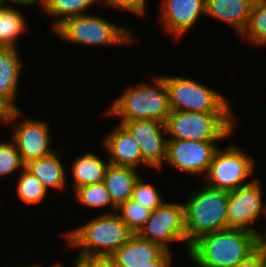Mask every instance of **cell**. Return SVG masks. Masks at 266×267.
Listing matches in <instances>:
<instances>
[{
    "label": "cell",
    "instance_id": "d590c367",
    "mask_svg": "<svg viewBox=\"0 0 266 267\" xmlns=\"http://www.w3.org/2000/svg\"><path fill=\"white\" fill-rule=\"evenodd\" d=\"M266 219V218H265ZM266 223V222H265ZM265 230H259L257 234L258 248L266 254V225H264Z\"/></svg>",
    "mask_w": 266,
    "mask_h": 267
},
{
    "label": "cell",
    "instance_id": "e0dca14e",
    "mask_svg": "<svg viewBox=\"0 0 266 267\" xmlns=\"http://www.w3.org/2000/svg\"><path fill=\"white\" fill-rule=\"evenodd\" d=\"M71 163L70 166H67V185H70V190L67 193L73 192L84 185L103 182L110 164L108 158L103 160V157L98 155L97 152L93 153L91 151H85L84 154L74 157Z\"/></svg>",
    "mask_w": 266,
    "mask_h": 267
},
{
    "label": "cell",
    "instance_id": "1f68e13d",
    "mask_svg": "<svg viewBox=\"0 0 266 267\" xmlns=\"http://www.w3.org/2000/svg\"><path fill=\"white\" fill-rule=\"evenodd\" d=\"M84 267H116L112 256L76 255Z\"/></svg>",
    "mask_w": 266,
    "mask_h": 267
},
{
    "label": "cell",
    "instance_id": "83f0119b",
    "mask_svg": "<svg viewBox=\"0 0 266 267\" xmlns=\"http://www.w3.org/2000/svg\"><path fill=\"white\" fill-rule=\"evenodd\" d=\"M161 189V186L157 187L155 183H149L146 177L140 175L133 186L130 199L153 211L165 202Z\"/></svg>",
    "mask_w": 266,
    "mask_h": 267
},
{
    "label": "cell",
    "instance_id": "277c9868",
    "mask_svg": "<svg viewBox=\"0 0 266 267\" xmlns=\"http://www.w3.org/2000/svg\"><path fill=\"white\" fill-rule=\"evenodd\" d=\"M63 232L65 246L76 255L112 256L133 234L116 212L97 214Z\"/></svg>",
    "mask_w": 266,
    "mask_h": 267
},
{
    "label": "cell",
    "instance_id": "484cf974",
    "mask_svg": "<svg viewBox=\"0 0 266 267\" xmlns=\"http://www.w3.org/2000/svg\"><path fill=\"white\" fill-rule=\"evenodd\" d=\"M15 181L17 182L14 189L16 196L19 197V201L29 205V208L32 205L43 204L42 202L50 197L49 191L42 182L25 168L16 176Z\"/></svg>",
    "mask_w": 266,
    "mask_h": 267
},
{
    "label": "cell",
    "instance_id": "ffe728a7",
    "mask_svg": "<svg viewBox=\"0 0 266 267\" xmlns=\"http://www.w3.org/2000/svg\"><path fill=\"white\" fill-rule=\"evenodd\" d=\"M21 52L19 48L0 47V95L11 98L15 103L24 70Z\"/></svg>",
    "mask_w": 266,
    "mask_h": 267
},
{
    "label": "cell",
    "instance_id": "8992f818",
    "mask_svg": "<svg viewBox=\"0 0 266 267\" xmlns=\"http://www.w3.org/2000/svg\"><path fill=\"white\" fill-rule=\"evenodd\" d=\"M236 113L171 111L165 122L168 139L227 141L238 126Z\"/></svg>",
    "mask_w": 266,
    "mask_h": 267
},
{
    "label": "cell",
    "instance_id": "f35d334b",
    "mask_svg": "<svg viewBox=\"0 0 266 267\" xmlns=\"http://www.w3.org/2000/svg\"><path fill=\"white\" fill-rule=\"evenodd\" d=\"M74 260V263H72V267H84L78 260H77V258H76V256H75V259H73Z\"/></svg>",
    "mask_w": 266,
    "mask_h": 267
},
{
    "label": "cell",
    "instance_id": "d6986e66",
    "mask_svg": "<svg viewBox=\"0 0 266 267\" xmlns=\"http://www.w3.org/2000/svg\"><path fill=\"white\" fill-rule=\"evenodd\" d=\"M165 251L161 245L132 234L112 257L116 267H143L151 265Z\"/></svg>",
    "mask_w": 266,
    "mask_h": 267
},
{
    "label": "cell",
    "instance_id": "4dcf8cb0",
    "mask_svg": "<svg viewBox=\"0 0 266 267\" xmlns=\"http://www.w3.org/2000/svg\"><path fill=\"white\" fill-rule=\"evenodd\" d=\"M21 110L11 98L0 95V125L7 126L12 124L16 114Z\"/></svg>",
    "mask_w": 266,
    "mask_h": 267
},
{
    "label": "cell",
    "instance_id": "ac0fdd59",
    "mask_svg": "<svg viewBox=\"0 0 266 267\" xmlns=\"http://www.w3.org/2000/svg\"><path fill=\"white\" fill-rule=\"evenodd\" d=\"M254 0H206L205 18L229 25L237 36L245 31Z\"/></svg>",
    "mask_w": 266,
    "mask_h": 267
},
{
    "label": "cell",
    "instance_id": "5b68a950",
    "mask_svg": "<svg viewBox=\"0 0 266 267\" xmlns=\"http://www.w3.org/2000/svg\"><path fill=\"white\" fill-rule=\"evenodd\" d=\"M184 199L186 256L190 244L198 237L228 228V191L202 183Z\"/></svg>",
    "mask_w": 266,
    "mask_h": 267
},
{
    "label": "cell",
    "instance_id": "6da1fadb",
    "mask_svg": "<svg viewBox=\"0 0 266 267\" xmlns=\"http://www.w3.org/2000/svg\"><path fill=\"white\" fill-rule=\"evenodd\" d=\"M151 76L149 82L142 79L124 87L105 109L104 116H115L118 122L149 119L165 123L171 113L167 86L160 74Z\"/></svg>",
    "mask_w": 266,
    "mask_h": 267
},
{
    "label": "cell",
    "instance_id": "30bf717a",
    "mask_svg": "<svg viewBox=\"0 0 266 267\" xmlns=\"http://www.w3.org/2000/svg\"><path fill=\"white\" fill-rule=\"evenodd\" d=\"M260 176L228 194V228L242 229L258 234V222L266 218L265 191ZM263 217V218H262Z\"/></svg>",
    "mask_w": 266,
    "mask_h": 267
},
{
    "label": "cell",
    "instance_id": "d6a6232c",
    "mask_svg": "<svg viewBox=\"0 0 266 267\" xmlns=\"http://www.w3.org/2000/svg\"><path fill=\"white\" fill-rule=\"evenodd\" d=\"M265 259L266 254L262 250L257 248L252 254L243 259L235 267H261Z\"/></svg>",
    "mask_w": 266,
    "mask_h": 267
},
{
    "label": "cell",
    "instance_id": "7c38bea8",
    "mask_svg": "<svg viewBox=\"0 0 266 267\" xmlns=\"http://www.w3.org/2000/svg\"><path fill=\"white\" fill-rule=\"evenodd\" d=\"M223 141H191L181 139L167 140V157L165 164L158 172H164L163 168H173L187 176H205L212 162L215 151ZM219 145V146H217Z\"/></svg>",
    "mask_w": 266,
    "mask_h": 267
},
{
    "label": "cell",
    "instance_id": "74e56055",
    "mask_svg": "<svg viewBox=\"0 0 266 267\" xmlns=\"http://www.w3.org/2000/svg\"><path fill=\"white\" fill-rule=\"evenodd\" d=\"M10 267H39V264H38V262H36V263H32L31 262V264H29L28 265V263H26V264H23V265H15V266H10Z\"/></svg>",
    "mask_w": 266,
    "mask_h": 267
},
{
    "label": "cell",
    "instance_id": "603a6c76",
    "mask_svg": "<svg viewBox=\"0 0 266 267\" xmlns=\"http://www.w3.org/2000/svg\"><path fill=\"white\" fill-rule=\"evenodd\" d=\"M100 3L102 0H48L43 13L51 17L49 30L53 32L67 18L92 13L91 8Z\"/></svg>",
    "mask_w": 266,
    "mask_h": 267
},
{
    "label": "cell",
    "instance_id": "ba28073f",
    "mask_svg": "<svg viewBox=\"0 0 266 267\" xmlns=\"http://www.w3.org/2000/svg\"><path fill=\"white\" fill-rule=\"evenodd\" d=\"M256 159L236 142L219 147L202 182L212 188L232 191L251 182L257 173Z\"/></svg>",
    "mask_w": 266,
    "mask_h": 267
},
{
    "label": "cell",
    "instance_id": "4316f807",
    "mask_svg": "<svg viewBox=\"0 0 266 267\" xmlns=\"http://www.w3.org/2000/svg\"><path fill=\"white\" fill-rule=\"evenodd\" d=\"M151 212L152 210L143 207L132 199L120 204L116 209L120 219L133 234H137L141 230L150 217Z\"/></svg>",
    "mask_w": 266,
    "mask_h": 267
},
{
    "label": "cell",
    "instance_id": "8d00e7d4",
    "mask_svg": "<svg viewBox=\"0 0 266 267\" xmlns=\"http://www.w3.org/2000/svg\"><path fill=\"white\" fill-rule=\"evenodd\" d=\"M37 262L39 264V267H44L43 266L44 264H43V262H41V260H40V262L39 261H37ZM47 267H65V265H64V262L56 261L55 263L53 262L52 264H50V266H47Z\"/></svg>",
    "mask_w": 266,
    "mask_h": 267
},
{
    "label": "cell",
    "instance_id": "8fae6325",
    "mask_svg": "<svg viewBox=\"0 0 266 267\" xmlns=\"http://www.w3.org/2000/svg\"><path fill=\"white\" fill-rule=\"evenodd\" d=\"M24 112L21 109L16 114L14 121L10 125L11 136L8 139L15 143L22 162L26 164L31 160L49 156L58 148H53V132L47 120L23 116Z\"/></svg>",
    "mask_w": 266,
    "mask_h": 267
},
{
    "label": "cell",
    "instance_id": "44dd1931",
    "mask_svg": "<svg viewBox=\"0 0 266 267\" xmlns=\"http://www.w3.org/2000/svg\"><path fill=\"white\" fill-rule=\"evenodd\" d=\"M141 174L142 171L135 168L109 164L103 183L116 207L131 198L133 186Z\"/></svg>",
    "mask_w": 266,
    "mask_h": 267
},
{
    "label": "cell",
    "instance_id": "5bb4252c",
    "mask_svg": "<svg viewBox=\"0 0 266 267\" xmlns=\"http://www.w3.org/2000/svg\"><path fill=\"white\" fill-rule=\"evenodd\" d=\"M121 124L138 142L143 160L156 172L165 164L167 157V134L165 123L141 119Z\"/></svg>",
    "mask_w": 266,
    "mask_h": 267
},
{
    "label": "cell",
    "instance_id": "7a4b0ae2",
    "mask_svg": "<svg viewBox=\"0 0 266 267\" xmlns=\"http://www.w3.org/2000/svg\"><path fill=\"white\" fill-rule=\"evenodd\" d=\"M118 23L101 16V13L92 12L67 18L53 34L67 44H74V47H134L137 42L141 43V37L135 35L133 26Z\"/></svg>",
    "mask_w": 266,
    "mask_h": 267
},
{
    "label": "cell",
    "instance_id": "60d3db41",
    "mask_svg": "<svg viewBox=\"0 0 266 267\" xmlns=\"http://www.w3.org/2000/svg\"><path fill=\"white\" fill-rule=\"evenodd\" d=\"M5 4V0H0V5H4Z\"/></svg>",
    "mask_w": 266,
    "mask_h": 267
},
{
    "label": "cell",
    "instance_id": "cb8c5ba5",
    "mask_svg": "<svg viewBox=\"0 0 266 267\" xmlns=\"http://www.w3.org/2000/svg\"><path fill=\"white\" fill-rule=\"evenodd\" d=\"M72 193L74 195L73 200L76 202L75 204H79L81 208L92 209L94 213L97 210L98 212L101 210L99 214H102V212L103 214L116 212L117 207L113 204L111 196L103 182L81 186Z\"/></svg>",
    "mask_w": 266,
    "mask_h": 267
},
{
    "label": "cell",
    "instance_id": "2e32d148",
    "mask_svg": "<svg viewBox=\"0 0 266 267\" xmlns=\"http://www.w3.org/2000/svg\"><path fill=\"white\" fill-rule=\"evenodd\" d=\"M63 154V155H62ZM65 154L61 149H57L51 155L31 160L25 164V169L32 175L37 177L45 188L50 192L51 190L68 191L67 185V164L62 160Z\"/></svg>",
    "mask_w": 266,
    "mask_h": 267
},
{
    "label": "cell",
    "instance_id": "ab89813d",
    "mask_svg": "<svg viewBox=\"0 0 266 267\" xmlns=\"http://www.w3.org/2000/svg\"><path fill=\"white\" fill-rule=\"evenodd\" d=\"M261 267H266V259L264 260L263 264L261 265Z\"/></svg>",
    "mask_w": 266,
    "mask_h": 267
},
{
    "label": "cell",
    "instance_id": "f546056e",
    "mask_svg": "<svg viewBox=\"0 0 266 267\" xmlns=\"http://www.w3.org/2000/svg\"><path fill=\"white\" fill-rule=\"evenodd\" d=\"M147 1L148 0H102L100 5L109 9H116V11L120 10V12H126L130 15H135V17H140V19L144 18L145 20V18L148 19L150 16V10H148L149 8L147 5L150 1Z\"/></svg>",
    "mask_w": 266,
    "mask_h": 267
},
{
    "label": "cell",
    "instance_id": "f1b7e54d",
    "mask_svg": "<svg viewBox=\"0 0 266 267\" xmlns=\"http://www.w3.org/2000/svg\"><path fill=\"white\" fill-rule=\"evenodd\" d=\"M24 167L25 164L21 160L15 143L11 139L9 141L8 139L0 140V179L3 180V178L5 179L8 176L10 178L15 176L16 178Z\"/></svg>",
    "mask_w": 266,
    "mask_h": 267
},
{
    "label": "cell",
    "instance_id": "9a60e30c",
    "mask_svg": "<svg viewBox=\"0 0 266 267\" xmlns=\"http://www.w3.org/2000/svg\"><path fill=\"white\" fill-rule=\"evenodd\" d=\"M115 125L111 131H106L100 140L110 164L137 170L152 169L143 160L140 146L133 136L121 124Z\"/></svg>",
    "mask_w": 266,
    "mask_h": 267
},
{
    "label": "cell",
    "instance_id": "d4e9b609",
    "mask_svg": "<svg viewBox=\"0 0 266 267\" xmlns=\"http://www.w3.org/2000/svg\"><path fill=\"white\" fill-rule=\"evenodd\" d=\"M251 47H266V0H254L245 31L239 37Z\"/></svg>",
    "mask_w": 266,
    "mask_h": 267
},
{
    "label": "cell",
    "instance_id": "e575fe53",
    "mask_svg": "<svg viewBox=\"0 0 266 267\" xmlns=\"http://www.w3.org/2000/svg\"><path fill=\"white\" fill-rule=\"evenodd\" d=\"M174 253L171 251H165L157 260L151 261V265L143 266V267H175L174 261Z\"/></svg>",
    "mask_w": 266,
    "mask_h": 267
},
{
    "label": "cell",
    "instance_id": "4fadbf2b",
    "mask_svg": "<svg viewBox=\"0 0 266 267\" xmlns=\"http://www.w3.org/2000/svg\"><path fill=\"white\" fill-rule=\"evenodd\" d=\"M159 3L157 22L163 33L178 43L205 17L206 0H160Z\"/></svg>",
    "mask_w": 266,
    "mask_h": 267
},
{
    "label": "cell",
    "instance_id": "7402d4cb",
    "mask_svg": "<svg viewBox=\"0 0 266 267\" xmlns=\"http://www.w3.org/2000/svg\"><path fill=\"white\" fill-rule=\"evenodd\" d=\"M15 6L0 5V47L20 48V41L27 34L29 25L25 11Z\"/></svg>",
    "mask_w": 266,
    "mask_h": 267
},
{
    "label": "cell",
    "instance_id": "52a82bcc",
    "mask_svg": "<svg viewBox=\"0 0 266 267\" xmlns=\"http://www.w3.org/2000/svg\"><path fill=\"white\" fill-rule=\"evenodd\" d=\"M161 76L167 86L171 111L235 113L224 92L191 77L176 74Z\"/></svg>",
    "mask_w": 266,
    "mask_h": 267
},
{
    "label": "cell",
    "instance_id": "836d02e7",
    "mask_svg": "<svg viewBox=\"0 0 266 267\" xmlns=\"http://www.w3.org/2000/svg\"><path fill=\"white\" fill-rule=\"evenodd\" d=\"M47 2L48 0H5V4L9 5V6H19L20 7H23L24 10H25V7L26 9L30 8V7H33L34 6H38L37 8H40L41 12L44 11L46 5H47Z\"/></svg>",
    "mask_w": 266,
    "mask_h": 267
},
{
    "label": "cell",
    "instance_id": "3957f363",
    "mask_svg": "<svg viewBox=\"0 0 266 267\" xmlns=\"http://www.w3.org/2000/svg\"><path fill=\"white\" fill-rule=\"evenodd\" d=\"M258 248L257 234L227 228L198 237L187 256L195 267H235Z\"/></svg>",
    "mask_w": 266,
    "mask_h": 267
},
{
    "label": "cell",
    "instance_id": "9c48e42d",
    "mask_svg": "<svg viewBox=\"0 0 266 267\" xmlns=\"http://www.w3.org/2000/svg\"><path fill=\"white\" fill-rule=\"evenodd\" d=\"M181 202L165 199V202L151 212L137 234L143 239L161 245L167 251H174L172 245L175 242L177 245L184 244L186 250L184 204Z\"/></svg>",
    "mask_w": 266,
    "mask_h": 267
}]
</instances>
